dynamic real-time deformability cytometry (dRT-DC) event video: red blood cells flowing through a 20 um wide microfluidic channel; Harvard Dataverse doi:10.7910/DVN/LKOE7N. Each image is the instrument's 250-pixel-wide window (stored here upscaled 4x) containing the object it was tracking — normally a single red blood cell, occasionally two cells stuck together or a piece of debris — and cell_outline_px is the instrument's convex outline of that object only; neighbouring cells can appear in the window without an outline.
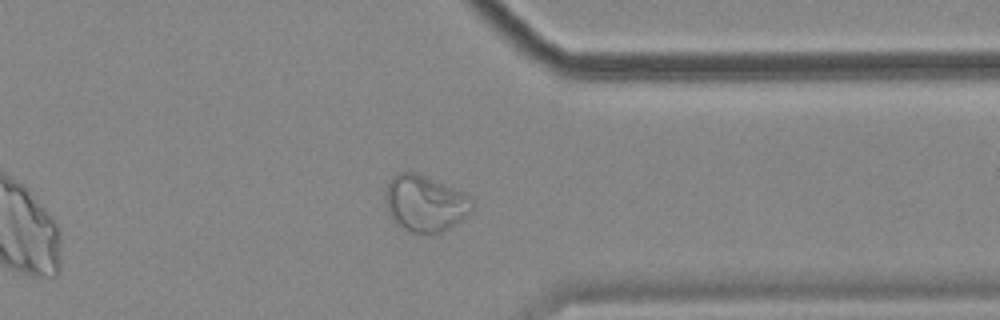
{"species": "common noctule bat (a hibernating species)", "species_latin": "Nyctalus noctula", "temperature_condition": "cold", "stored_images_in_passage": 56, "camera_frame_rate_fps": 3000, "um_per_image_px": 0.085, "animal": {"sex": "female", "body_mass_g": 18.4}, "frame": {"image": 1, "passage_image": 44, "time_ms": 14.333, "image_size_px": [1000, 320], "cell_outline_px": [[476, 204], [472, 212], [448, 228], [440, 232], [428, 236], [408, 232], [400, 228], [392, 220], [384, 204], [384, 192], [392, 176], [396, 172], [416, 172], [464, 192], [472, 196]], "centroid_in_image_um": [36.12, 17.31], "position_along_channel_um": 375.3, "area_um2": 29.42}}
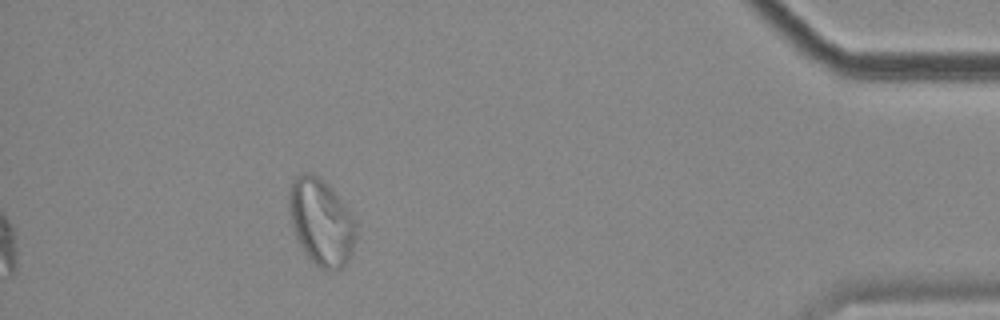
{"frame": {"image": 2, "passage_image": 51, "time_ms": 16.667, "image_size_px": [1000, 320], "cell_outline_px": [[356, 232], [352, 252], [348, 260], [340, 268], [332, 272], [324, 272], [308, 256], [300, 244], [296, 236], [292, 224], [288, 208], [288, 188], [292, 180], [296, 176], [304, 172], [308, 172], [320, 176], [332, 188], [352, 216], [356, 224]], "centroid_in_image_um": [27.28, 18.85], "position_along_channel_um": 407.9, "area_um2": 33.87}}